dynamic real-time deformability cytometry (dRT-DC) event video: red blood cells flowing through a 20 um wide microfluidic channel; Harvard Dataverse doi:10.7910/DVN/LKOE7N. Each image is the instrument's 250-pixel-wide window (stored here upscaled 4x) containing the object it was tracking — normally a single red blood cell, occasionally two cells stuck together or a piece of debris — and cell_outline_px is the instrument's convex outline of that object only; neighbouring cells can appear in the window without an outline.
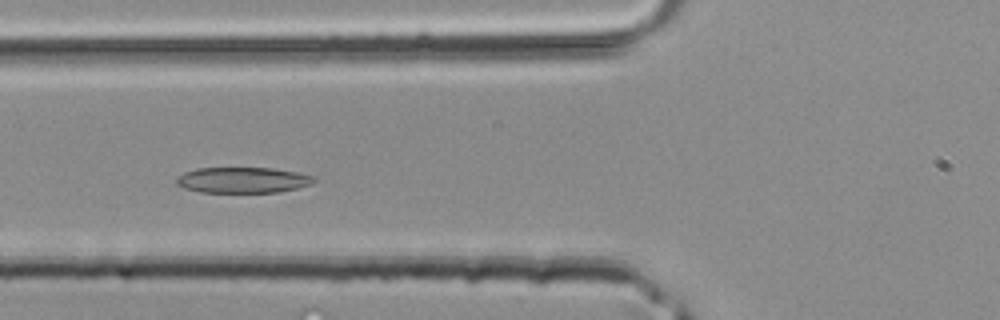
{"species": "common noctule bat (a hibernating species)", "species_latin": "Nyctalus noctula", "temperature_condition": "room temperature", "stored_images_in_passage": 25, "camera_frame_rate_fps": 3000, "um_per_image_px": 0.085, "animal": {"sex": "male", "body_mass_g": 20.4}, "frame": {"image": 1, "passage_image": 6, "time_ms": 1.667, "image_size_px": [1000, 320], "cell_outline_px": [[316, 180], [312, 184], [280, 192], [200, 192], [184, 188], [176, 184], [176, 180], [184, 172], [196, 168], [272, 168], [296, 172], [316, 176]], "centroid_in_image_um": [20.66, 15.3], "position_along_channel_um": 105.1, "area_um2": 20.63}}
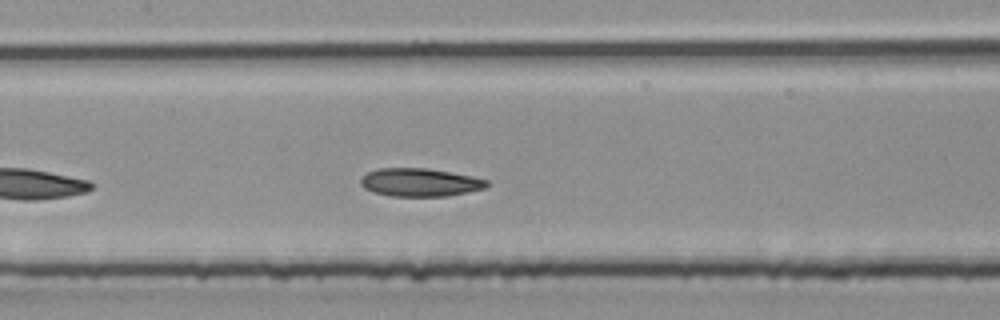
{"frame": {"image": 2, "passage_image": 10, "time_ms": 3.0, "image_size_px": [1000, 320], "cell_outline_px": [[488, 184], [484, 188], [468, 192], [448, 196], [388, 196], [372, 192], [364, 188], [360, 184], [360, 180], [368, 172], [380, 168], [428, 168], [472, 176], [488, 180]], "centroid_in_image_um": [35.68, 15.5], "position_along_channel_um": 171.7, "area_um2": 20.69}}
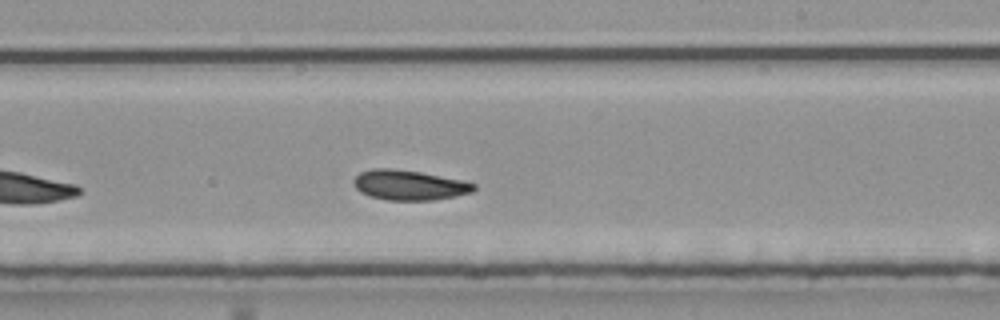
{"frame": {"image": 3, "passage_image": 15, "time_ms": 4.667, "image_size_px": [1000, 320], "cell_outline_px": [[476, 188], [472, 192], [456, 196], [432, 200], [388, 200], [372, 196], [360, 192], [356, 188], [352, 180], [360, 172], [376, 168], [392, 168], [420, 172], [464, 180], [476, 184]], "centroid_in_image_um": [34.8, 15.73], "position_along_channel_um": 254.2, "area_um2": 20.98}}